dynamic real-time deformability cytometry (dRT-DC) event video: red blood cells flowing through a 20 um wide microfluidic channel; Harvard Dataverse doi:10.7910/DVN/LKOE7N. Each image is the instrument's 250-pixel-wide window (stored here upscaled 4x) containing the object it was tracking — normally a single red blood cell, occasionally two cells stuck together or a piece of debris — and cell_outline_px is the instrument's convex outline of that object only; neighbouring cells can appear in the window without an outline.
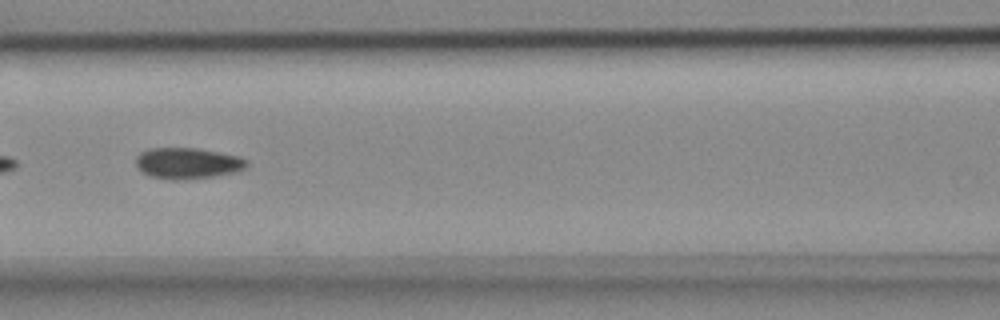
{"species": "common noctule bat (a hibernating species)", "species_latin": "Nyctalus noctula", "temperature_condition": "cold", "stored_images_in_passage": 25, "camera_frame_rate_fps": 3000, "um_per_image_px": 0.085, "animal": {"sex": "female", "body_mass_g": 18.4}, "frame": {"image": 1, "passage_image": 20, "time_ms": 6.333, "image_size_px": [1000, 320], "cell_outline_px": [[248, 164], [244, 168], [232, 172], [212, 176], [180, 180], [172, 180], [148, 176], [140, 172], [136, 168], [136, 156], [140, 152], [148, 148], [196, 148], [240, 156], [248, 160]], "centroid_in_image_um": [15.87, 13.87], "position_along_channel_um": 150.7, "area_um2": 20.17}}
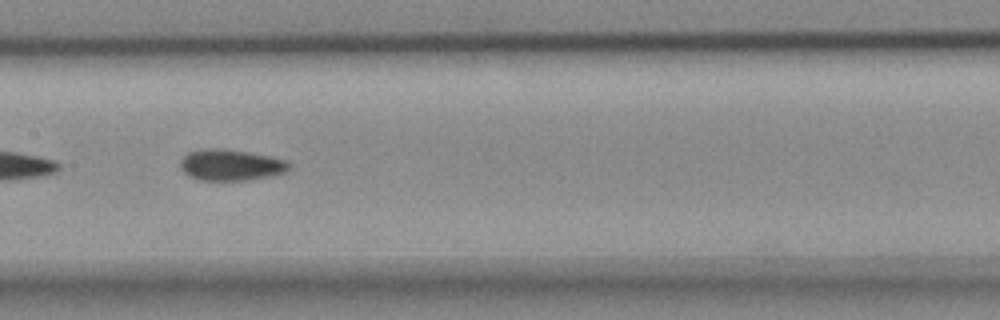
{"frame": {"image": 2, "passage_image": 23, "time_ms": 7.333, "image_size_px": [1000, 320], "cell_outline_px": [[292, 164], [284, 172], [268, 176], [248, 180], [200, 180], [188, 176], [180, 168], [180, 160], [188, 152], [204, 148], [224, 148], [272, 156], [288, 160]], "centroid_in_image_um": [19.6, 14.01], "position_along_channel_um": 187.8, "area_um2": 19.94}}